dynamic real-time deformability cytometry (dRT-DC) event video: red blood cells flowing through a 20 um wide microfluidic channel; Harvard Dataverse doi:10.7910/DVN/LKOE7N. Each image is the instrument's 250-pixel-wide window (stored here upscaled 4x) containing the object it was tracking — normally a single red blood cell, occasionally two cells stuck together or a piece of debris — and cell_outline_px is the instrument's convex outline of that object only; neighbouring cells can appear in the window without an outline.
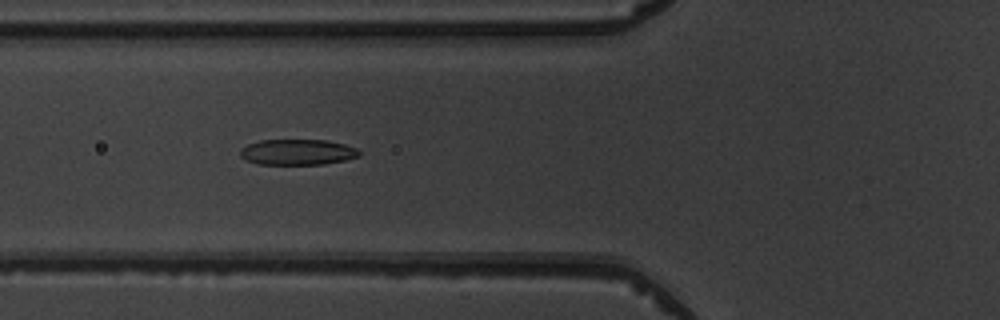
{"species": "common noctule bat (a hibernating species)", "species_latin": "Nyctalus noctula", "temperature_condition": "warm", "stored_images_in_passage": 8, "camera_frame_rate_fps": 3000, "um_per_image_px": 0.085, "animal": {"sex": "male", "body_mass_g": 19.5, "forearm_length_mm": 54.6}, "frame": {"image": 1, "passage_image": 6, "time_ms": 5.667, "image_size_px": [1000, 320], "cell_outline_px": [[360, 156], [344, 160], [324, 164], [260, 164], [248, 160], [240, 156], [240, 148], [248, 144], [260, 140], [328, 140], [344, 144], [356, 148], [360, 152]], "centroid_in_image_um": [25.29, 12.92], "position_along_channel_um": 100.5, "area_um2": 17.74}}
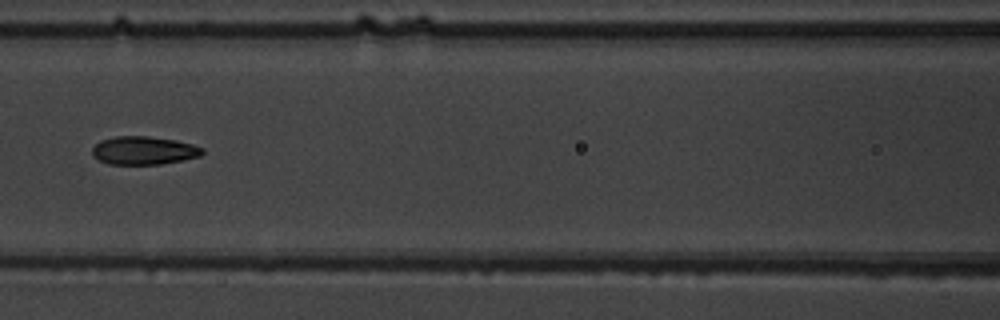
{"frame": {"image": 2, "passage_image": 7, "time_ms": 7.0, "image_size_px": [1000, 320], "cell_outline_px": [[204, 152], [200, 156], [184, 160], [160, 164], [108, 164], [92, 156], [92, 148], [100, 140], [116, 136], [148, 136], [176, 140], [192, 144], [204, 148]], "centroid_in_image_um": [12.23, 12.79], "position_along_channel_um": 154.4, "area_um2": 18.21}}
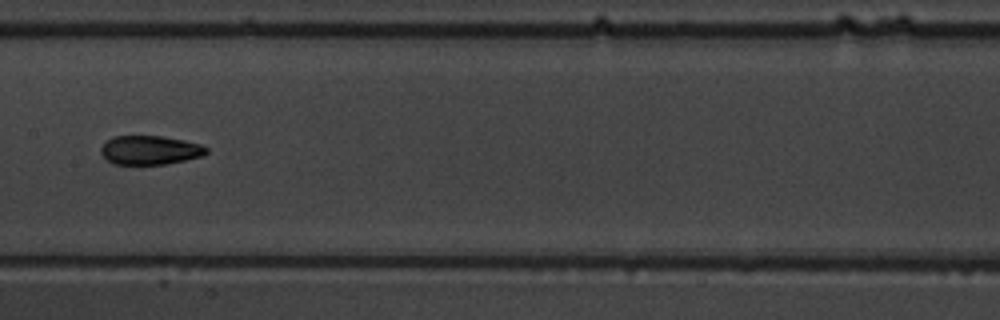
{"frame": {"image": 3, "passage_image": 8, "time_ms": 8.0, "image_size_px": [1000, 320], "cell_outline_px": [[208, 152], [204, 156], [164, 164], [112, 164], [100, 152], [100, 148], [108, 140], [116, 136], [160, 136], [184, 140], [200, 144], [208, 148]], "centroid_in_image_um": [12.77, 12.76], "position_along_channel_um": 194.6, "area_um2": 17.69}}